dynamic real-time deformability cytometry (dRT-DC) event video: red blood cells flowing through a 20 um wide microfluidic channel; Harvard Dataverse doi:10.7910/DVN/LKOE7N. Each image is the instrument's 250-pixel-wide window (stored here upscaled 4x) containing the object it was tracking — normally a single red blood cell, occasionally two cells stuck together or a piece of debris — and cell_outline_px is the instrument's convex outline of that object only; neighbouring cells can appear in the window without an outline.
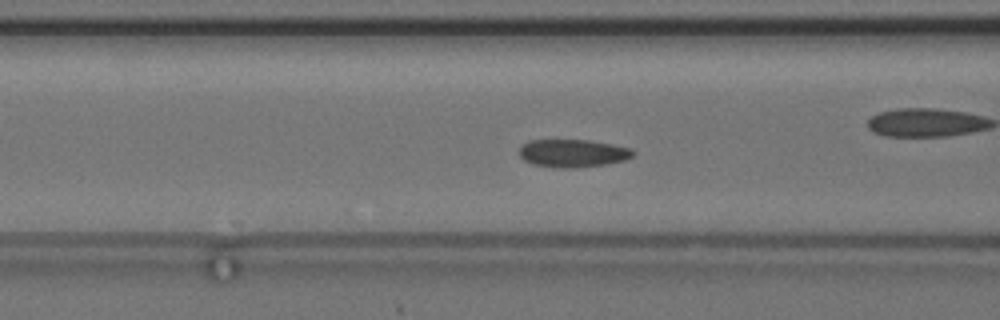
{"species": "common noctule bat (a hibernating species)", "species_latin": "Nyctalus noctula", "temperature_condition": "cold", "stored_images_in_passage": 22, "camera_frame_rate_fps": 3000, "um_per_image_px": 0.085, "animal": {"sex": "female", "body_mass_g": 24.6, "forearm_length_mm": 56.2}, "frame": {"image": 1, "passage_image": 11, "time_ms": 3.333, "image_size_px": [1000, 320], "cell_outline_px": [[636, 152], [632, 156], [624, 160], [604, 164], [576, 168], [552, 168], [532, 164], [524, 160], [520, 156], [520, 148], [528, 140], [588, 140], [612, 144], [632, 148]], "centroid_in_image_um": [48.68, 13.03], "position_along_channel_um": 117.9, "area_um2": 18.55}}